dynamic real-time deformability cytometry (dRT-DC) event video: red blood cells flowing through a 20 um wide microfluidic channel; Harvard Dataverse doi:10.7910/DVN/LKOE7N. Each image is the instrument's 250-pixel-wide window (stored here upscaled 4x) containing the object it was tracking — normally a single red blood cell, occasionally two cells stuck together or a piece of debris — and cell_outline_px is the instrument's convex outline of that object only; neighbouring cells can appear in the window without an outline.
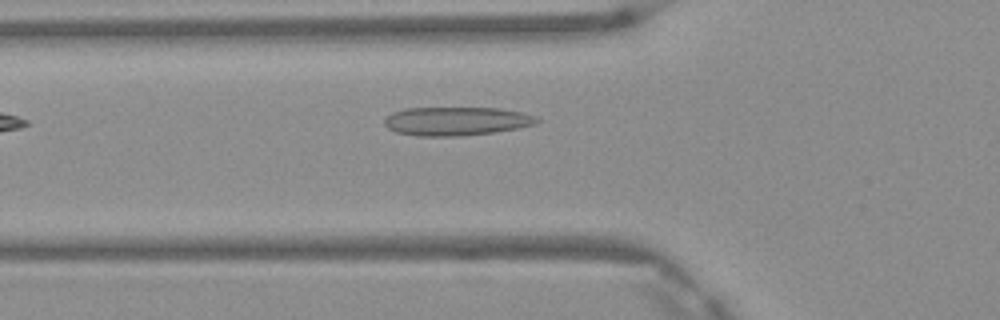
{"species": "Egyptian fruit bat (a non-hibernating species)", "species_latin": "Rousettus aegyptiacus", "temperature_condition": "warm", "stored_images_in_passage": 4, "camera_frame_rate_fps": 3000, "um_per_image_px": 0.085, "frame": {"image": 1, "passage_image": 4, "time_ms": 1.0, "image_size_px": [1000, 320], "cell_outline_px": [[540, 120], [536, 124], [516, 128], [492, 132], [460, 136], [420, 136], [396, 132], [388, 128], [384, 124], [384, 120], [392, 112], [404, 108], [500, 108], [520, 112], [536, 116]], "centroid_in_image_um": [38.77, 10.29], "position_along_channel_um": 87.0, "area_um2": 25.32}}